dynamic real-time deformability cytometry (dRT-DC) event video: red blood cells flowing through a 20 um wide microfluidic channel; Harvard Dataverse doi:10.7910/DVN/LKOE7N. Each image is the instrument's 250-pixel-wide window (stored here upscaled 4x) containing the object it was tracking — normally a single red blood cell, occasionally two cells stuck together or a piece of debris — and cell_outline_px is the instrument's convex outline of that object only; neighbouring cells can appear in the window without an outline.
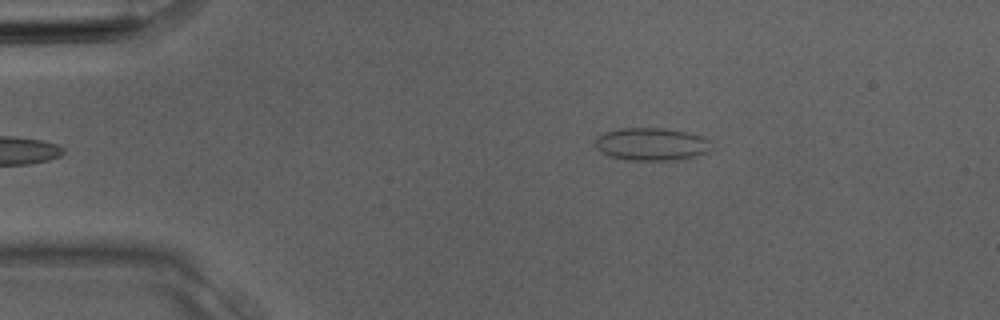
{"species": "Egyptian fruit bat (a non-hibernating species)", "species_latin": "Rousettus aegyptiacus", "temperature_condition": "room temperature", "stored_images_in_passage": 4, "camera_frame_rate_fps": 3000, "um_per_image_px": 0.085, "animal": {"sex": "male"}, "frame": {"image": 1, "passage_image": 4, "time_ms": 1.0, "image_size_px": [1000, 320], "cell_outline_px": [[712, 148], [708, 152], [696, 156], [672, 160], [624, 160], [600, 152], [596, 148], [596, 136], [604, 132], [620, 128], [668, 128], [704, 136], [708, 140]], "centroid_in_image_um": [55.37, 12.24], "position_along_channel_um": 29.6, "area_um2": 22.31}}